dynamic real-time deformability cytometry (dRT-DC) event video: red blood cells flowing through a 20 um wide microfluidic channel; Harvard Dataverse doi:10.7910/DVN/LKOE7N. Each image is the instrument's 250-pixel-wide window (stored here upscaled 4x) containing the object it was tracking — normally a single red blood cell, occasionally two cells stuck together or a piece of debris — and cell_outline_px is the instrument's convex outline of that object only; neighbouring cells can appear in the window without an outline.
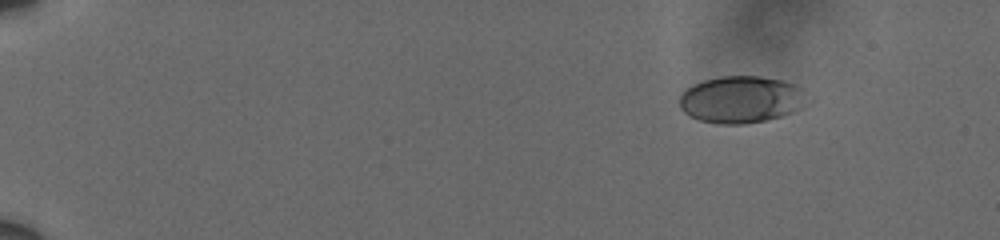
{"species": "human", "species_latin": "Homo sapiens", "temperature_condition": "cold", "stored_images_in_passage": 53, "camera_frame_rate_fps": 3000, "um_per_image_px": 0.085, "donor": {"sex": "male"}, "frame": {"image": 1, "passage_image": 1, "time_ms": 0.0, "image_size_px": [1000, 240], "cell_outline_px": [[812, 100], [800, 108], [792, 112], [780, 116], [764, 120], [744, 124], [720, 124], [700, 120], [684, 112], [680, 108], [680, 96], [692, 84], [704, 80], [720, 76], [760, 76], [780, 80], [796, 84]], "centroid_in_image_um": [63.04, 8.45], "position_along_channel_um": 22.0, "area_um2": 34.97}}
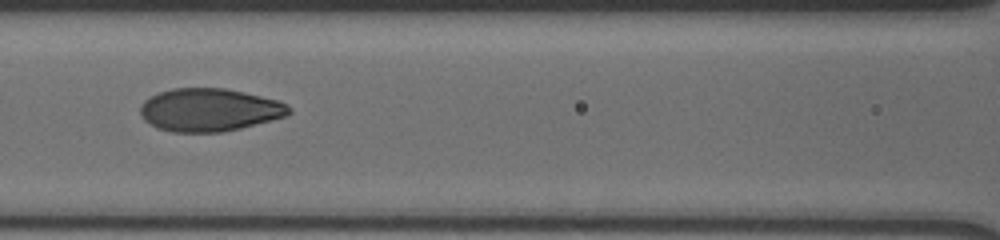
{"frame": {"image": 2, "passage_image": 23, "time_ms": 7.333, "image_size_px": [1000, 240], "cell_outline_px": [[292, 112], [288, 116], [240, 128], [220, 132], [172, 132], [156, 128], [144, 120], [140, 116], [140, 104], [144, 100], [160, 92], [172, 88], [224, 88], [244, 92], [280, 100], [288, 104], [292, 108]], "centroid_in_image_um": [17.82, 9.34], "position_along_channel_um": 148.8, "area_um2": 37.51}}
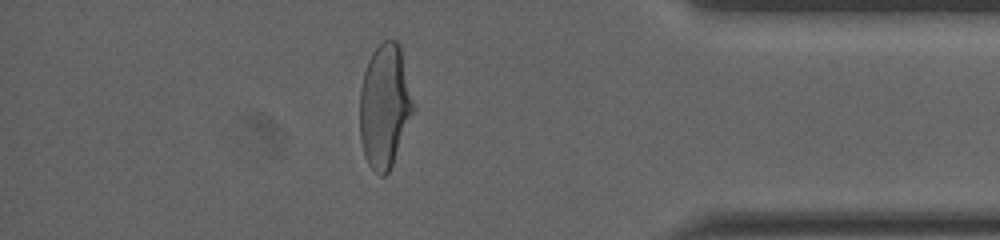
{"frame": {"image": 3, "passage_image": 46, "time_ms": 15.0, "image_size_px": [1000, 240], "cell_outline_px": [[416, 108], [392, 164], [388, 172], [384, 176], [380, 176], [368, 164], [364, 156], [360, 140], [360, 88], [364, 72], [368, 60], [372, 52], [384, 40], [396, 40], [400, 44]], "centroid_in_image_um": [32.71, 9.0], "position_along_channel_um": 402.5, "area_um2": 38.9}, "authors_computed_cell_mechanics": {"area_um2": 37.5122, "velocity_mm_per_s": 3.6108, "shape_relaxation_time_tau1_ms": 4.6313, "shape_relaxation_time_tau2_ms": 0.6885, "deformation_change_tau1": 0.1815, "deformation_change_tau2": 0.0499}}